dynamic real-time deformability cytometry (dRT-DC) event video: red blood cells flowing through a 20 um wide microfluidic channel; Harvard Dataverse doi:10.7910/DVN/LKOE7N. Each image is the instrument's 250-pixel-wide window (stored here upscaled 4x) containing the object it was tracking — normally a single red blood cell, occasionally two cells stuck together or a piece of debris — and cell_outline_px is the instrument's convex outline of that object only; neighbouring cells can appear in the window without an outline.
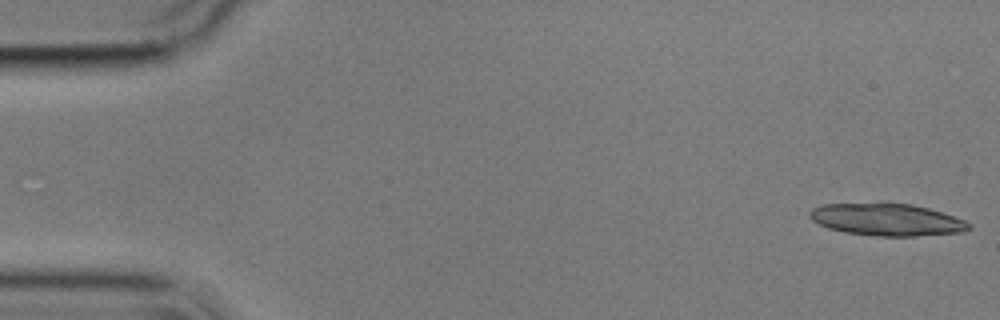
{"species": "common noctule bat (a hibernating species)", "species_latin": "Nyctalus noctula", "temperature_condition": "cold", "stored_images_in_passage": 54, "segment_of_instrument_passage": [1, 2], "camera_frame_rate_fps": 3000, "um_per_image_px": 0.085, "animal": {"sex": "male", "body_mass_g": 17.9}, "frame": {"image": 1, "passage_image": 1, "time_ms": 0.0, "image_size_px": [1000, 320], "cell_outline_px": [[972, 228], [964, 232], [916, 236], [876, 236], [844, 232], [828, 228], [812, 220], [808, 216], [808, 212], [812, 208], [824, 204], [880, 200], [912, 204], [928, 208], [964, 220], [972, 224]], "centroid_in_image_um": [75.34, 18.63], "position_along_channel_um": 9.7, "area_um2": 30.87}}